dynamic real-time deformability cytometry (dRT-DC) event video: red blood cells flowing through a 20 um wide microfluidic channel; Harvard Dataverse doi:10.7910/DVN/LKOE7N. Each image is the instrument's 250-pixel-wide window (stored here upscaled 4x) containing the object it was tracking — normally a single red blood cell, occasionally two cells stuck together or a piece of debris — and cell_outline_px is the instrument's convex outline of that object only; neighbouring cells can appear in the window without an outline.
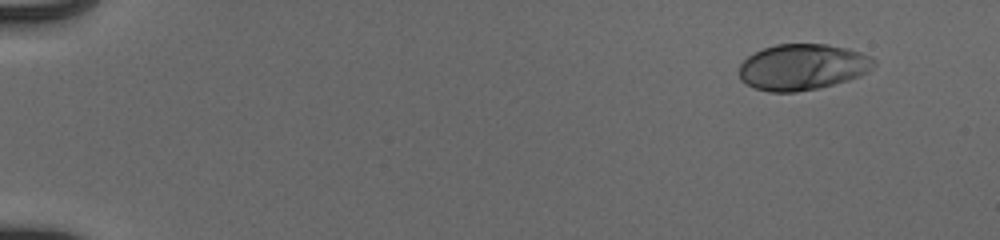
{"species": "human", "species_latin": "Homo sapiens", "temperature_condition": "cold", "stored_images_in_passage": 50, "camera_frame_rate_fps": 3000, "um_per_image_px": 0.085, "donor": {"sex": "male"}, "frame": {"image": 1, "passage_image": 1, "time_ms": 0.0, "image_size_px": [1000, 240], "cell_outline_px": [[876, 64], [868, 72], [860, 76], [848, 80], [820, 88], [796, 92], [772, 92], [756, 88], [740, 80], [740, 64], [748, 56], [764, 48], [776, 44], [828, 44], [848, 48], [872, 56], [876, 60]], "centroid_in_image_um": [68.26, 5.69], "position_along_channel_um": 16.7, "area_um2": 36.3}}
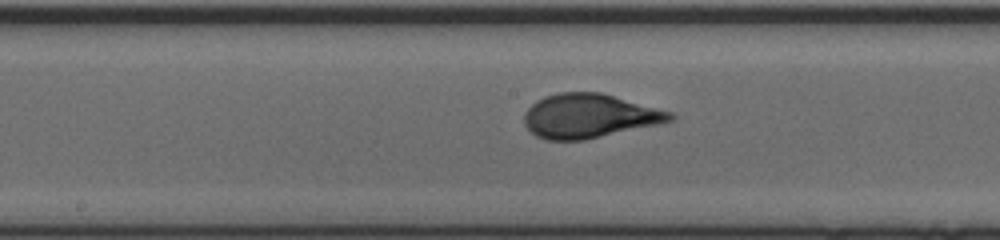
{"frame": {"image": 2, "passage_image": 26, "time_ms": 8.333, "image_size_px": [1000, 240], "cell_outline_px": [[676, 116], [672, 120], [656, 124], [584, 140], [548, 140], [536, 136], [524, 124], [524, 112], [536, 100], [544, 96], [560, 92], [600, 92], [672, 112]], "centroid_in_image_um": [50.04, 9.85], "position_along_channel_um": 198.2, "area_um2": 37.17}}
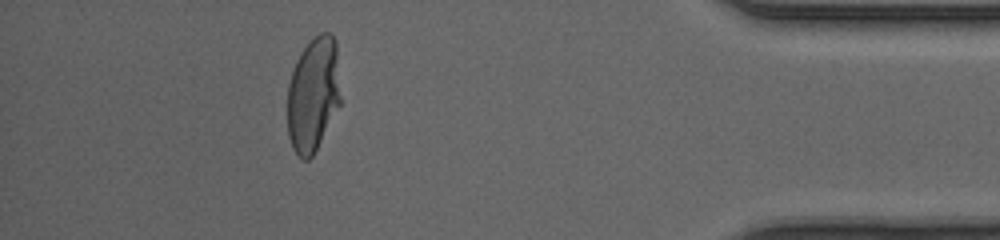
{"frame": {"image": 3, "passage_image": 45, "time_ms": 14.667, "image_size_px": [1000, 240], "cell_outline_px": [[340, 104], [312, 156], [308, 160], [304, 160], [292, 148], [288, 136], [288, 84], [296, 60], [300, 52], [320, 32], [328, 32], [336, 40], [340, 96]], "centroid_in_image_um": [26.61, 8.01], "position_along_channel_um": 408.6, "area_um2": 35.2}, "authors_computed_cell_mechanics": {"area_um2": 36.3562, "velocity_mm_per_s": 3.9581, "shape_relaxation_time_tau1_ms": 7.3735, "shape_relaxation_time_tau2_ms": null, "deformation_change_tau1": 0.2609, "deformation_change_tau2": null}}